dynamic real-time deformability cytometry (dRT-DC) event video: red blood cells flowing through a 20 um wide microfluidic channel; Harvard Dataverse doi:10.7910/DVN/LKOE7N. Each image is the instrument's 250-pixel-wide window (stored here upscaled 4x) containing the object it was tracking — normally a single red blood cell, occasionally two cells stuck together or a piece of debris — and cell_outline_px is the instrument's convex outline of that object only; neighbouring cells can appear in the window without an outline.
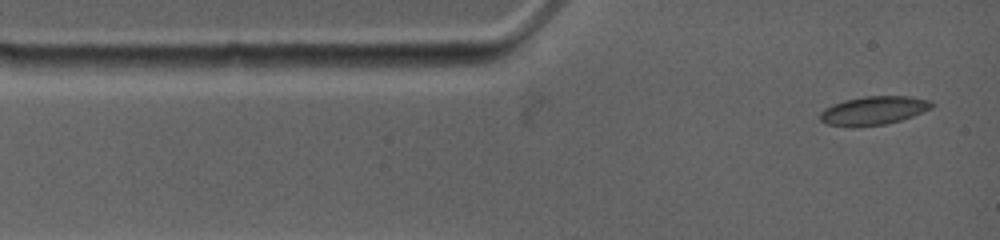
{"species": "common noctule bat (a hibernating species)", "species_latin": "Nyctalus noctula", "temperature_condition": "warm", "stored_images_in_passage": 3, "camera_frame_rate_fps": 4500, "um_per_image_px": 0.085, "animal": {"sex": "female", "body_mass_g": 19.0, "forearm_length_mm": 53.3}, "frame": {"image": 1, "passage_image": 1, "time_ms": 0.0, "image_size_px": [1000, 240], "cell_outline_px": [[932, 108], [912, 116], [900, 120], [884, 124], [828, 124], [820, 120], [820, 112], [824, 108], [832, 104], [844, 100], [868, 96], [908, 96], [932, 100]], "centroid_in_image_um": [74.3, 9.34], "position_along_channel_um": 10.7, "area_um2": 17.86}}
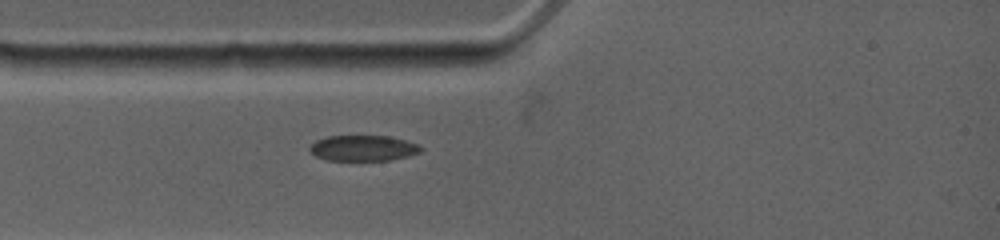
{"frame": {"image": 2, "passage_image": 3, "time_ms": 2.0, "image_size_px": [1000, 240], "cell_outline_px": [[424, 148], [420, 152], [408, 156], [388, 160], [324, 160], [316, 156], [308, 148], [316, 140], [328, 136], [388, 136], [404, 140], [416, 144]], "centroid_in_image_um": [30.85, 12.59], "position_along_channel_um": 54.1, "area_um2": 16.47}}